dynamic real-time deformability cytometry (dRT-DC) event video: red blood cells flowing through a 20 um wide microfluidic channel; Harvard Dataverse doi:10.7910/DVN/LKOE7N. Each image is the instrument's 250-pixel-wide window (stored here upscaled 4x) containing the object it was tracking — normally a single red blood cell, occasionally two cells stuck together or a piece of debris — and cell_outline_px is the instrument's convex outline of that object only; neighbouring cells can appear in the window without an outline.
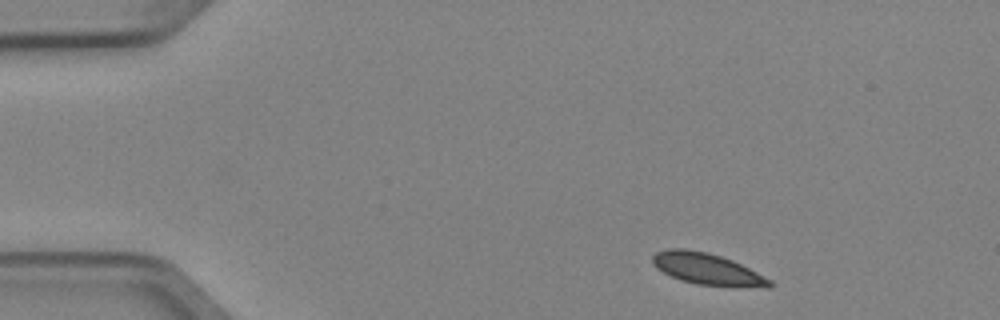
{"species": "Egyptian fruit bat (a non-hibernating species)", "species_latin": "Rousettus aegyptiacus", "temperature_condition": "cold", "stored_images_in_passage": 3, "camera_frame_rate_fps": 3000, "um_per_image_px": 0.085, "animal": {"sex": "female"}, "frame": {"image": 1, "passage_image": 1, "time_ms": 0.0, "image_size_px": [1000, 320], "cell_outline_px": [[772, 288], [768, 288], [696, 284], [680, 280], [656, 268], [652, 264], [652, 256], [656, 252], [668, 248], [684, 248], [704, 252], [720, 256], [732, 260], [772, 280]], "centroid_in_image_um": [60.1, 22.86], "position_along_channel_um": 24.9, "area_um2": 21.33}}
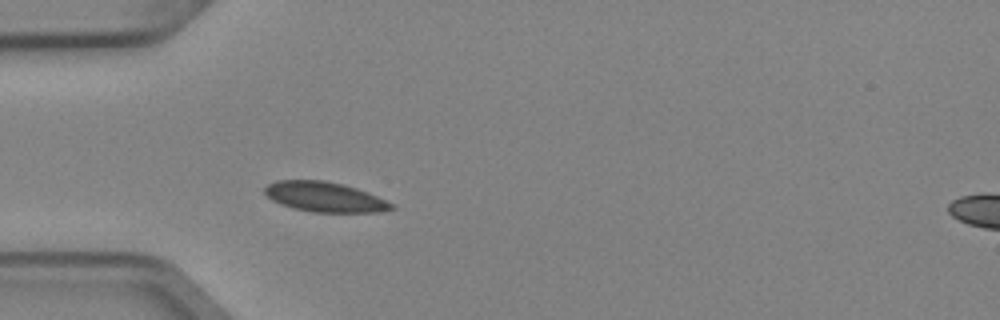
{"frame": {"image": 2, "passage_image": 3, "time_ms": 0.667, "image_size_px": [1000, 320], "cell_outline_px": [[396, 208], [376, 212], [312, 212], [292, 208], [280, 204], [272, 200], [264, 192], [264, 188], [268, 184], [276, 180], [324, 180], [344, 184], [368, 192], [396, 204]], "centroid_in_image_um": [27.62, 16.74], "position_along_channel_um": 57.4, "area_um2": 22.31}}